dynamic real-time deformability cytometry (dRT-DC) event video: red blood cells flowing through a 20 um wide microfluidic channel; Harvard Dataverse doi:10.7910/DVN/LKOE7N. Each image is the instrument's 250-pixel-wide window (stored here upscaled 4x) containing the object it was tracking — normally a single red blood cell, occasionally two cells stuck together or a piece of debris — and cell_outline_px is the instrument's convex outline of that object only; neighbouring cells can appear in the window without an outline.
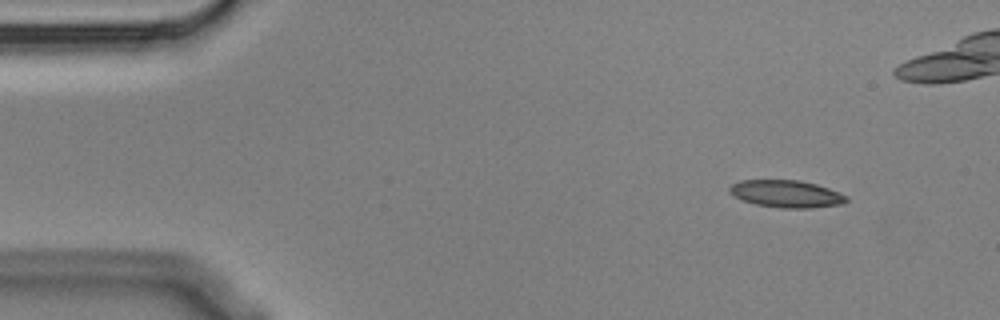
{"species": "Egyptian fruit bat (a non-hibernating species)", "species_latin": "Rousettus aegyptiacus", "temperature_condition": "cold", "stored_images_in_passage": 8, "camera_frame_rate_fps": 3000, "um_per_image_px": 0.085, "animal": {"sex": "male"}, "frame": {"image": 1, "passage_image": 1, "time_ms": 0.0, "image_size_px": [1000, 320], "cell_outline_px": [[848, 200], [844, 204], [812, 208], [780, 208], [756, 204], [744, 200], [728, 192], [728, 188], [732, 184], [740, 180], [800, 180], [816, 184], [828, 188], [848, 196]], "centroid_in_image_um": [66.87, 16.48], "position_along_channel_um": 18.1, "area_um2": 18.61}}
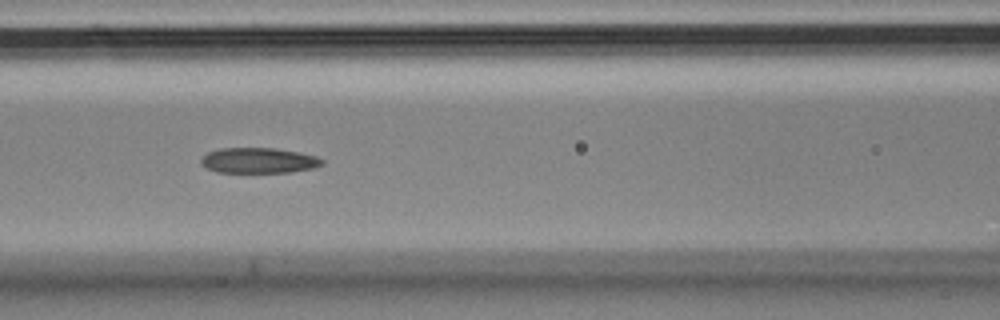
{"frame": {"image": 2, "passage_image": 6, "time_ms": 1.667, "image_size_px": [1000, 320], "cell_outline_px": [[324, 164], [312, 168], [288, 172], [216, 172], [200, 164], [200, 160], [208, 152], [220, 148], [276, 148], [300, 152], [316, 156], [324, 160]], "centroid_in_image_um": [21.99, 13.63], "position_along_channel_um": 144.6, "area_um2": 17.92}}
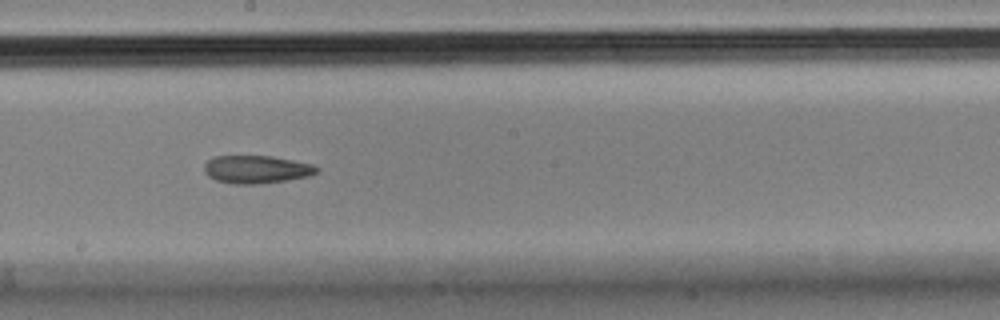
{"frame": {"image": 3, "passage_image": 8, "time_ms": 2.333, "image_size_px": [1000, 320], "cell_outline_px": [[320, 168], [316, 172], [308, 176], [284, 180], [256, 184], [232, 184], [216, 180], [208, 176], [204, 172], [204, 164], [212, 156], [272, 156], [312, 164]], "centroid_in_image_um": [21.75, 14.39], "position_along_channel_um": 226.5, "area_um2": 18.21}}